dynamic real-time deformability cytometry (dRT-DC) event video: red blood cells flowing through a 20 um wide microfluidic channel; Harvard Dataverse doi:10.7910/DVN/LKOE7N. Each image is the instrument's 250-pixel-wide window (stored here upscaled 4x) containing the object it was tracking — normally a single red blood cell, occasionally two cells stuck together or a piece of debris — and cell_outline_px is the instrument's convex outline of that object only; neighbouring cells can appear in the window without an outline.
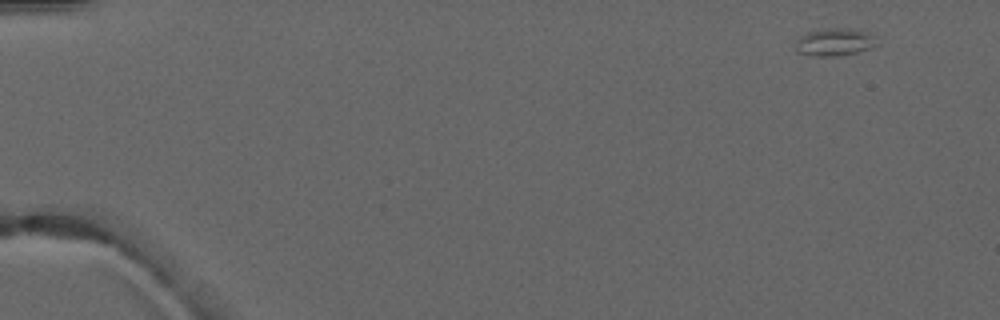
{"species": "common noctule bat (a hibernating species)", "species_latin": "Nyctalus noctula", "temperature_condition": "warm", "stored_images_in_passage": 5, "camera_frame_rate_fps": 3000, "um_per_image_px": 0.085, "animal": {"sex": "male", "forearm_length_mm": 52.5}, "frame": {"image": 1, "passage_image": 1, "time_ms": 0.0, "image_size_px": [1000, 320], "cell_outline_px": [[876, 44], [868, 48], [856, 52], [840, 56], [812, 56], [796, 52], [796, 40], [804, 32], [824, 28], [852, 28], [868, 32], [876, 36]], "centroid_in_image_um": [70.9, 3.56], "position_along_channel_um": 14.1, "area_um2": 13.29}}